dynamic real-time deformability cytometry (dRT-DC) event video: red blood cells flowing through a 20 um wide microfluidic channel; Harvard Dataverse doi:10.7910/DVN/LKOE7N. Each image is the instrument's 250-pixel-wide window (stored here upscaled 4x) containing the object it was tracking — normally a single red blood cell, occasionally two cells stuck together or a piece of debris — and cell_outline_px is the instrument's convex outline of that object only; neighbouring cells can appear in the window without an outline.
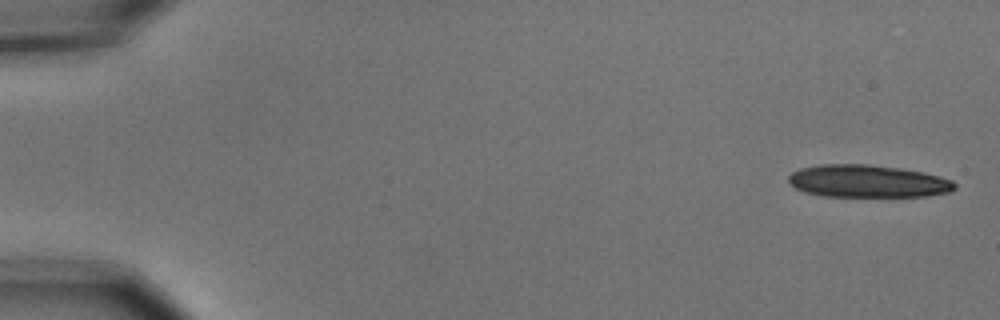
{"species": "common noctule bat (a hibernating species)", "species_latin": "Nyctalus noctula", "temperature_condition": "cold", "stored_images_in_passage": 6, "segment_of_instrument_passage": [1, 2], "camera_frame_rate_fps": 3000, "um_per_image_px": 0.085, "animal": {"sex": "male", "body_mass_g": 15.6}, "frame": {"image": 1, "passage_image": 1, "time_ms": 0.0, "image_size_px": [1000, 320], "cell_outline_px": [[956, 188], [948, 192], [924, 196], [824, 196], [804, 192], [788, 184], [788, 176], [792, 172], [800, 168], [820, 164], [868, 164], [900, 168], [924, 172], [940, 176], [952, 180], [956, 184]], "centroid_in_image_um": [73.72, 15.39], "position_along_channel_um": 11.3, "area_um2": 31.62}}